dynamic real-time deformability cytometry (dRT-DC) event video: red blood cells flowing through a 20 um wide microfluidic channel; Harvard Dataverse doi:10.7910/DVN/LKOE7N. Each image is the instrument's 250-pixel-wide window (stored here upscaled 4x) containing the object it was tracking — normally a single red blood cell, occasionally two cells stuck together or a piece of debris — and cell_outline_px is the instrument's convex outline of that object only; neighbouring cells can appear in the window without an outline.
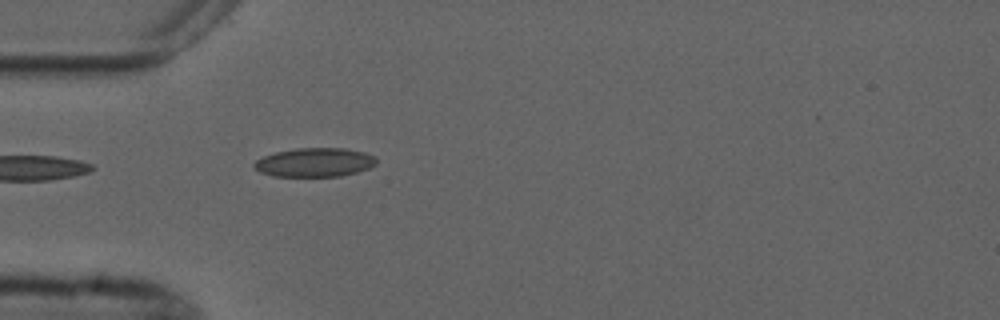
{"species": "common noctule bat (a hibernating species)", "species_latin": "Nyctalus noctula", "temperature_condition": "cold", "stored_images_in_passage": 4, "camera_frame_rate_fps": 3000, "um_per_image_px": 0.085, "animal": {"sex": "male", "forearm_length_mm": 52.5}, "frame": {"image": 1, "passage_image": 4, "time_ms": 4.667, "image_size_px": [1000, 320], "cell_outline_px": [[376, 164], [368, 168], [356, 172], [340, 176], [272, 176], [260, 172], [252, 164], [256, 160], [264, 156], [276, 152], [296, 148], [344, 148], [364, 152], [376, 156]], "centroid_in_image_um": [26.75, 13.8], "position_along_channel_um": 58.3, "area_um2": 20.52}}